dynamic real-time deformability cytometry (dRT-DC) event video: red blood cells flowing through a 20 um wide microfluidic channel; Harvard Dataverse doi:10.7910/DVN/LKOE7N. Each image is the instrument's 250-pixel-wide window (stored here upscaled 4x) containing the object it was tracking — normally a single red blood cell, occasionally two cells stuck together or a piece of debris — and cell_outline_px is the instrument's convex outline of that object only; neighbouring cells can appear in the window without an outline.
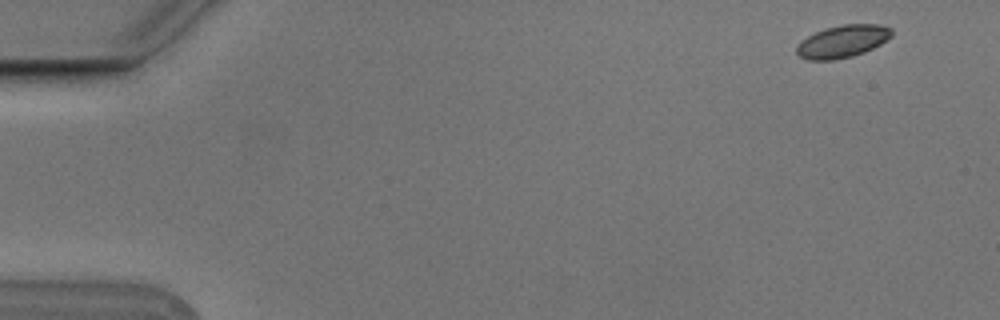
{"species": "Egyptian fruit bat (a non-hibernating species)", "species_latin": "Rousettus aegyptiacus", "temperature_condition": "cold", "stored_images_in_passage": 6, "camera_frame_rate_fps": 3000, "um_per_image_px": 0.085, "animal": {"sex": "male"}, "frame": {"image": 1, "passage_image": 1, "time_ms": 0.0, "image_size_px": [1000, 320], "cell_outline_px": [[892, 36], [880, 44], [864, 52], [852, 56], [832, 60], [808, 60], [800, 56], [796, 52], [796, 48], [800, 40], [824, 28], [844, 24], [880, 24], [892, 28]], "centroid_in_image_um": [71.62, 3.51], "position_along_channel_um": 13.4, "area_um2": 17.98}}
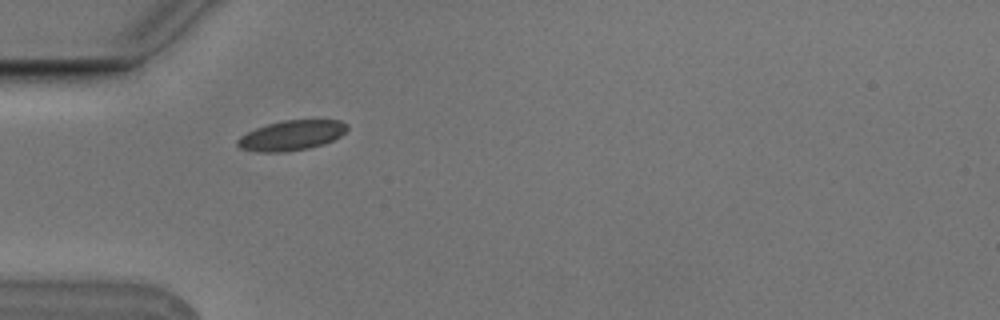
{"frame": {"image": 2, "passage_image": 5, "time_ms": 1.333, "image_size_px": [1000, 320], "cell_outline_px": [[348, 128], [340, 136], [324, 144], [308, 148], [284, 152], [260, 152], [240, 148], [236, 144], [236, 140], [240, 136], [256, 128], [268, 124], [284, 120], [340, 120], [348, 124]], "centroid_in_image_um": [24.77, 11.51], "position_along_channel_um": 60.2, "area_um2": 19.07}}